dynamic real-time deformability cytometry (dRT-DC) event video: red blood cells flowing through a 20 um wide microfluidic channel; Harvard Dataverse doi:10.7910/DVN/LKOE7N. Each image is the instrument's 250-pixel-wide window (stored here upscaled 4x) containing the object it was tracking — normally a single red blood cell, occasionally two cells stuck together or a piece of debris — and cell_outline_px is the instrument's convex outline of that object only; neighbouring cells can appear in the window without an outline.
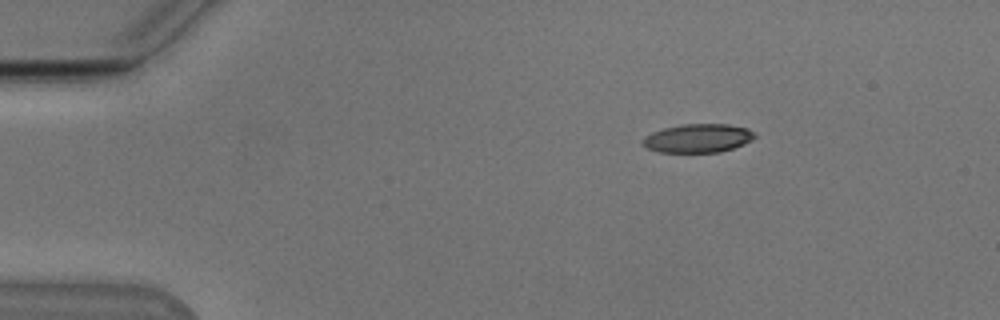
{"species": "Egyptian fruit bat (a non-hibernating species)", "species_latin": "Rousettus aegyptiacus", "temperature_condition": "cold", "stored_images_in_passage": 46, "camera_frame_rate_fps": 3000, "um_per_image_px": 0.085, "animal": {"sex": "male"}, "frame": {"image": 1, "passage_image": 1, "time_ms": 0.0, "image_size_px": [1000, 320], "cell_outline_px": [[756, 136], [752, 140], [744, 144], [720, 152], [660, 152], [648, 148], [640, 144], [640, 140], [644, 136], [652, 132], [664, 128], [680, 124], [728, 124], [748, 128], [756, 132]], "centroid_in_image_um": [59.32, 11.74], "position_along_channel_um": 25.7, "area_um2": 18.9}}
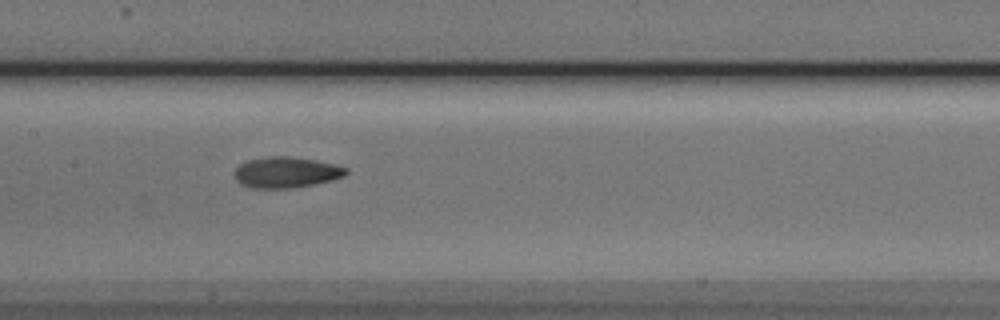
{"frame": {"image": 2, "passage_image": 19, "time_ms": 6.0, "image_size_px": [1000, 320], "cell_outline_px": [[348, 172], [344, 176], [332, 180], [292, 188], [252, 188], [240, 184], [236, 180], [236, 168], [240, 164], [248, 160], [268, 156], [288, 156], [312, 160], [332, 164], [348, 168]], "centroid_in_image_um": [24.31, 14.65], "position_along_channel_um": 183.1, "area_um2": 19.83}}
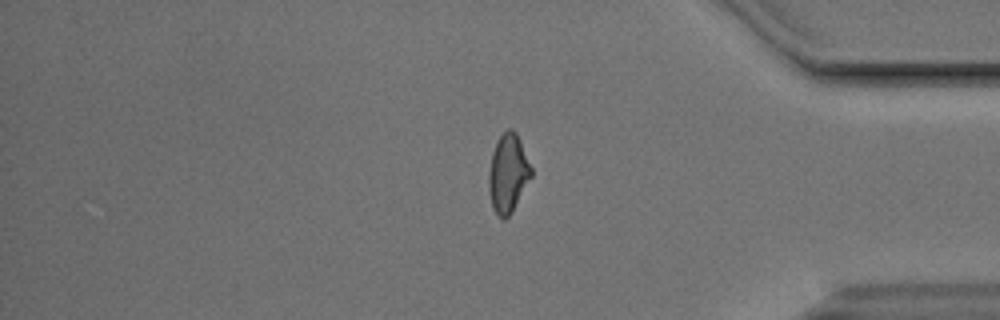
{"frame": {"image": 3, "passage_image": 37, "time_ms": 12.0, "image_size_px": [1000, 320], "cell_outline_px": [[532, 176], [512, 212], [504, 220], [500, 220], [496, 216], [492, 208], [488, 188], [488, 172], [492, 152], [496, 140], [508, 128], [512, 128], [516, 132], [520, 140], [532, 168]], "centroid_in_image_um": [43.16, 14.76], "position_along_channel_um": 392.0, "area_um2": 19.77}, "authors_computed_cell_mechanics": {"area_um2": 19.6809, "velocity_mm_per_s": 3.8498, "shape_relaxation_time_tau1_ms": 5.7862, "shape_relaxation_time_tau2_ms": 3.1004, "deformation_change_tau1": 0.1627, "deformation_change_tau2": 0.0965}}